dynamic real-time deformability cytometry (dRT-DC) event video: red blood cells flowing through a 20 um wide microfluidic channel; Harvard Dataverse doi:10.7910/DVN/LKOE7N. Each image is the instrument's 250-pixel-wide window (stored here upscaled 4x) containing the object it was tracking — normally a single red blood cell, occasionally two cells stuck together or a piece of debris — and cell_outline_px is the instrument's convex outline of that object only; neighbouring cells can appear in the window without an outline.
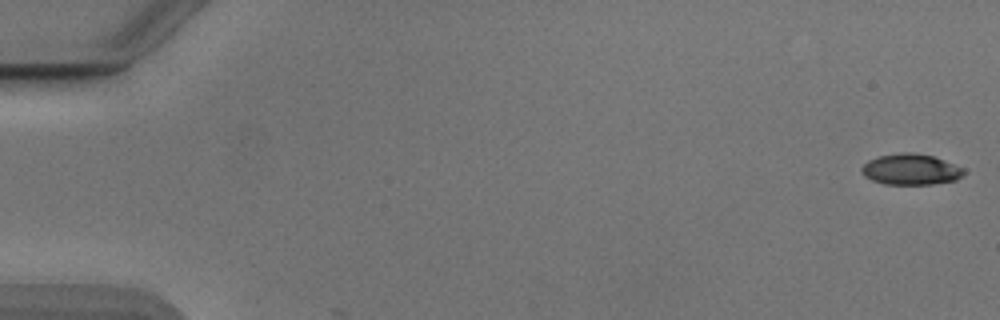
{"species": "Egyptian fruit bat (a non-hibernating species)", "species_latin": "Rousettus aegyptiacus", "temperature_condition": "cold", "stored_images_in_passage": 2, "camera_frame_rate_fps": 3000, "um_per_image_px": 0.085, "animal": {"sex": "male"}, "frame": {"image": 1, "passage_image": 1, "time_ms": 0.0, "image_size_px": [1000, 320], "cell_outline_px": [[964, 172], [956, 180], [932, 184], [884, 184], [872, 180], [864, 176], [860, 172], [860, 168], [868, 160], [880, 156], [900, 152], [912, 152], [932, 156], [964, 168]], "centroid_in_image_um": [77.37, 14.4], "position_along_channel_um": 7.6, "area_um2": 18.32}}